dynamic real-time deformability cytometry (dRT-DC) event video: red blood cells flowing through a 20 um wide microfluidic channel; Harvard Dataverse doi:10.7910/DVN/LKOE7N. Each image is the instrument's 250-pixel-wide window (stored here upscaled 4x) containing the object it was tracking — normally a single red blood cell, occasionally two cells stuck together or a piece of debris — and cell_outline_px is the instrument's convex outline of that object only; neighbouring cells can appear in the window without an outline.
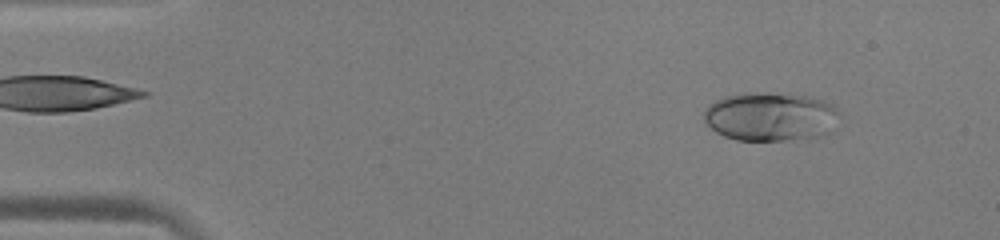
{"species": "human", "species_latin": "Homo sapiens", "temperature_condition": "warm", "stored_images_in_passage": 51, "camera_frame_rate_fps": 3000, "um_per_image_px": 0.085, "donor": {"sex": "male"}, "frame": {"image": 1, "passage_image": 5, "time_ms": 1.333, "image_size_px": [1000, 240], "cell_outline_px": [[836, 112], [832, 132], [820, 136], [784, 140], [736, 140], [724, 136], [716, 132], [704, 120], [704, 112], [708, 104], [716, 100], [728, 96], [748, 92], [808, 96], [824, 100], [832, 104], [836, 108]], "centroid_in_image_um": [65.47, 9.92], "position_along_channel_um": 19.5, "area_um2": 38.09}}
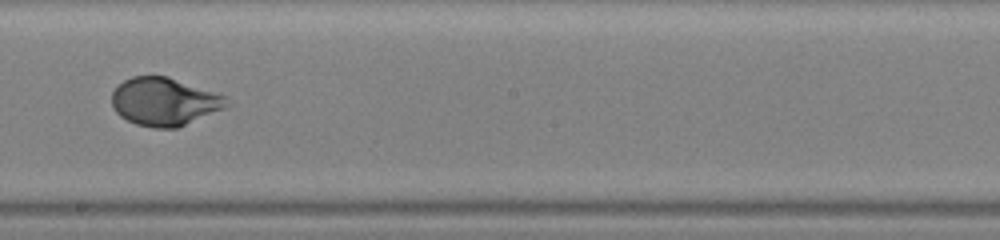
{"frame": {"image": 2, "passage_image": 29, "time_ms": 9.333, "image_size_px": [1000, 240], "cell_outline_px": [[228, 104], [224, 108], [176, 128], [156, 128], [136, 124], [120, 116], [116, 112], [112, 104], [112, 92], [124, 80], [132, 76], [168, 76], [224, 96]], "centroid_in_image_um": [13.92, 8.64], "position_along_channel_um": 234.3, "area_um2": 31.56}}
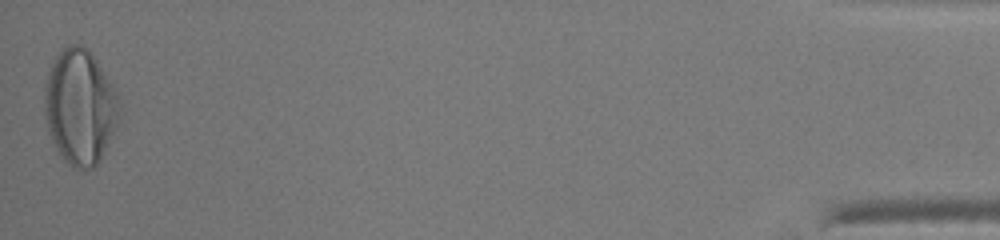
{"frame": {"image": 3, "passage_image": 51, "time_ms": 16.667, "image_size_px": [1000, 240], "cell_outline_px": [[120, 116], [100, 160], [92, 168], [84, 172], [68, 164], [64, 160], [48, 128], [44, 112], [44, 88], [48, 72], [56, 56], [68, 44], [80, 44], [88, 48], [120, 96]], "centroid_in_image_um": [6.81, 9.07], "position_along_channel_um": 428.4, "area_um2": 50.0}, "authors_computed_cell_mechanics": {"area_um2": 33.9286, "velocity_mm_per_s": 3.9225, "shape_relaxation_time_tau1_ms": 3.4304, "shape_relaxation_time_tau2_ms": null, "deformation_change_tau1": 0.2272, "deformation_change_tau2": null}}